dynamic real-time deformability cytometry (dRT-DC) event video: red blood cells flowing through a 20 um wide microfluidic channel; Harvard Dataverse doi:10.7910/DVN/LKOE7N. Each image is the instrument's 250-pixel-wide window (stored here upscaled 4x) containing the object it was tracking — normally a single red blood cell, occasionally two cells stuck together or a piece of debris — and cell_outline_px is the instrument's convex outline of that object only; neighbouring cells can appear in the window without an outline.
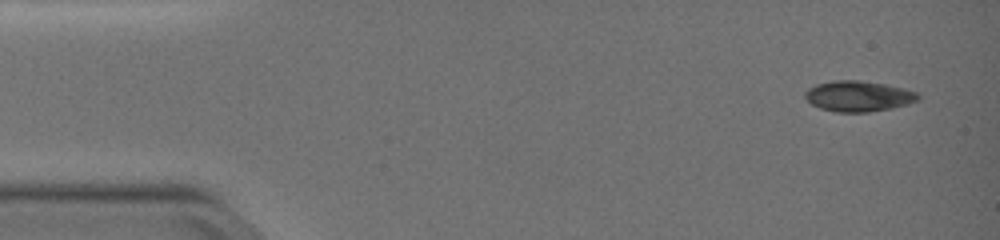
{"species": "common noctule bat (a hibernating species)", "species_latin": "Nyctalus noctula", "temperature_condition": "warm", "stored_images_in_passage": 7, "camera_frame_rate_fps": 3000, "um_per_image_px": 0.085, "animal": {"sex": "female", "body_mass_g": 19.0, "forearm_length_mm": 51.5}, "frame": {"image": 1, "passage_image": 1, "time_ms": 0.0, "image_size_px": [1000, 240], "cell_outline_px": [[920, 100], [908, 104], [892, 108], [868, 112], [836, 112], [820, 108], [812, 104], [804, 96], [804, 92], [808, 88], [816, 84], [832, 80], [860, 80], [884, 84], [904, 88], [916, 92], [920, 96]], "centroid_in_image_um": [72.97, 8.17], "position_along_channel_um": 12.0, "area_um2": 20.29}}
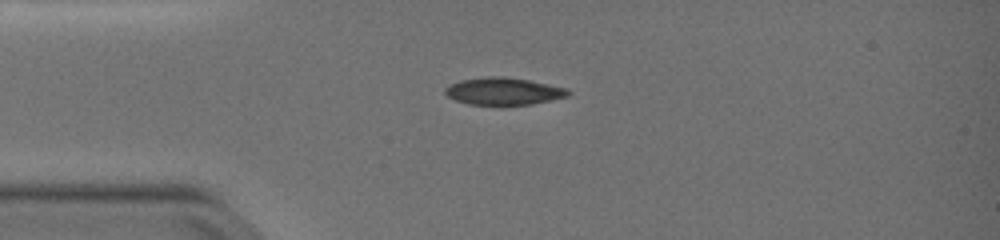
{"frame": {"image": 2, "passage_image": 5, "time_ms": 1.333, "image_size_px": [1000, 240], "cell_outline_px": [[572, 92], [568, 96], [532, 104], [468, 104], [456, 100], [448, 96], [444, 92], [444, 88], [448, 84], [460, 80], [488, 76], [504, 76], [528, 80], [568, 88]], "centroid_in_image_um": [42.79, 7.74], "position_along_channel_um": 42.2, "area_um2": 19.48}}
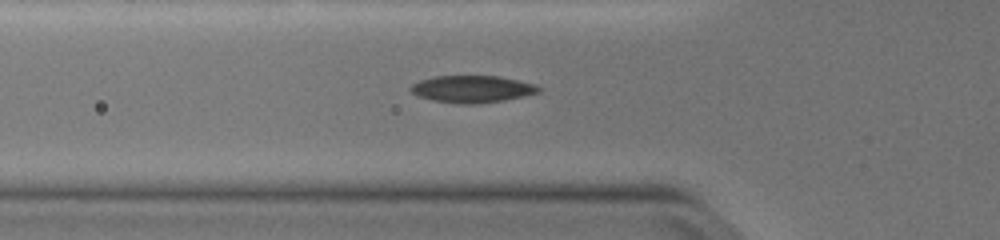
{"frame": {"image": 3, "passage_image": 7, "time_ms": 2.0, "image_size_px": [1000, 240], "cell_outline_px": [[540, 92], [524, 96], [504, 100], [476, 104], [460, 104], [432, 100], [420, 96], [412, 92], [408, 88], [412, 84], [420, 80], [432, 76], [500, 76], [536, 84], [540, 88]], "centroid_in_image_um": [40.14, 7.56], "position_along_channel_um": 85.7, "area_um2": 20.23}}